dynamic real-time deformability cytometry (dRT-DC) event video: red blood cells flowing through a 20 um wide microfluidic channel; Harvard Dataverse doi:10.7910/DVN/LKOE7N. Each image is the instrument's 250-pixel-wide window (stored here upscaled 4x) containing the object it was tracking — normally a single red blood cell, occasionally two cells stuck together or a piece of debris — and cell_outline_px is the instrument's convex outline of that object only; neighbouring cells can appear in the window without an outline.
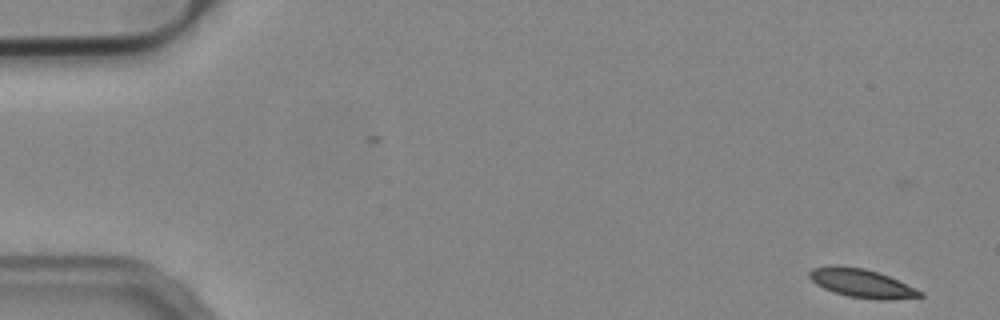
{"species": "common noctule bat (a hibernating species)", "species_latin": "Nyctalus noctula", "temperature_condition": "cold", "stored_images_in_passage": 54, "camera_frame_rate_fps": 3000, "um_per_image_px": 0.085, "animal": {"sex": "male", "body_mass_g": 19.2, "forearm_length_mm": 51.8}, "frame": {"image": 1, "passage_image": 1, "time_ms": 0.0, "image_size_px": [1000, 320], "cell_outline_px": [[924, 296], [888, 300], [876, 300], [848, 296], [824, 288], [816, 284], [808, 276], [808, 272], [812, 268], [828, 264], [840, 264], [864, 268], [888, 276], [916, 288], [924, 292]], "centroid_in_image_um": [73.22, 24.05], "position_along_channel_um": 11.8, "area_um2": 18.61}}
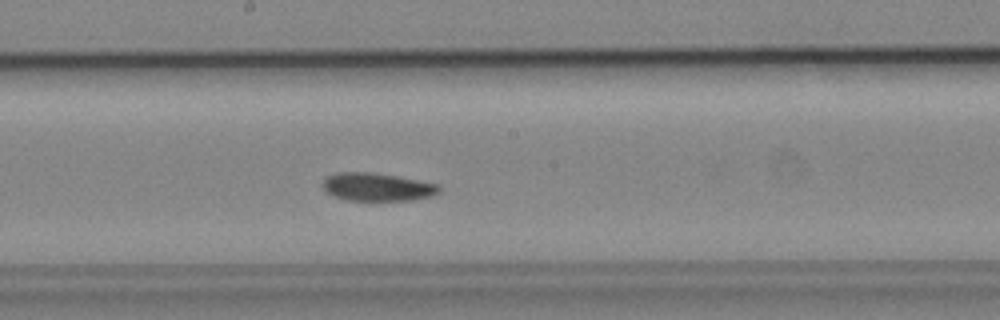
{"frame": {"image": 2, "passage_image": 28, "time_ms": 9.0, "image_size_px": [1000, 320], "cell_outline_px": [[440, 192], [432, 196], [412, 200], [348, 200], [332, 196], [320, 184], [328, 176], [336, 172], [368, 172], [396, 176], [440, 184]], "centroid_in_image_um": [32.07, 15.89], "position_along_channel_um": 216.1, "area_um2": 19.02}}
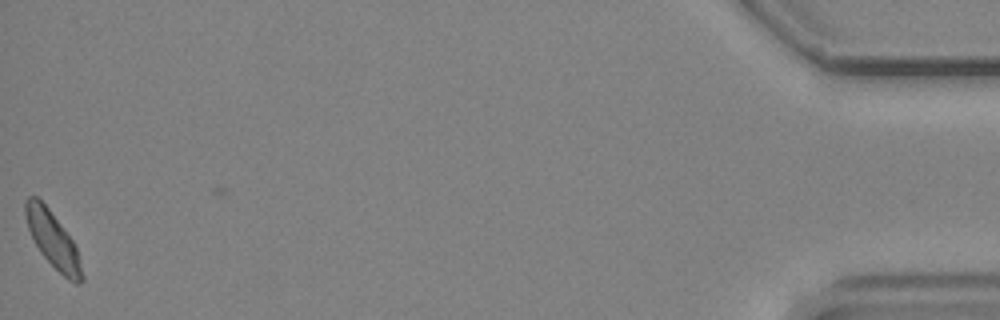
{"frame": {"image": 3, "passage_image": 53, "time_ms": 17.333, "image_size_px": [1000, 320], "cell_outline_px": [[84, 280], [80, 284], [76, 284], [68, 280], [40, 252], [28, 228], [24, 212], [24, 200], [28, 196], [36, 196], [48, 208], [72, 240], [76, 248], [84, 276]], "centroid_in_image_um": [4.49, 20.39], "position_along_channel_um": 430.7, "area_um2": 18.03}, "authors_computed_cell_mechanics": {"area_um2": 18.9873, "velocity_mm_per_s": 3.7711, "shape_relaxation_time_tau1_ms": null, "shape_relaxation_time_tau2_ms": 7.4233, "deformation_change_tau1": null, "deformation_change_tau2": 0.1103}}